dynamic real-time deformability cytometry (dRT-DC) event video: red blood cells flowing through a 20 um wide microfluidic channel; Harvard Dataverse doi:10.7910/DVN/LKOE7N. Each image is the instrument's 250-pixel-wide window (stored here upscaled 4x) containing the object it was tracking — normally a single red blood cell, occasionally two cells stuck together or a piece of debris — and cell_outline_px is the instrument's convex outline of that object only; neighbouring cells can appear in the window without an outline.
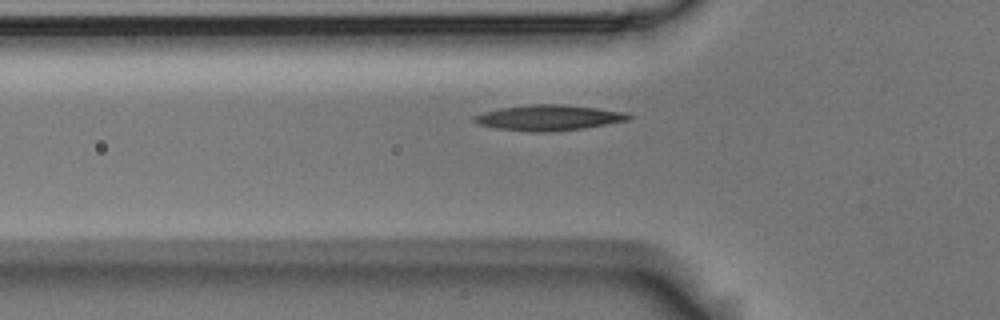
{"species": "Egyptian fruit bat (a non-hibernating species)", "species_latin": "Rousettus aegyptiacus", "temperature_condition": "room temperature", "stored_images_in_passage": 38, "camera_frame_rate_fps": 3000, "um_per_image_px": 0.085, "animal": {"sex": "male"}, "frame": {"image": 1, "passage_image": 5, "time_ms": 1.333, "image_size_px": [1000, 320], "cell_outline_px": [[632, 116], [628, 120], [584, 128], [552, 132], [532, 132], [496, 128], [480, 124], [472, 120], [472, 116], [484, 112], [500, 108], [528, 104], [564, 104], [628, 112]], "centroid_in_image_um": [46.64, 10.0], "position_along_channel_um": 79.2, "area_um2": 23.06}}
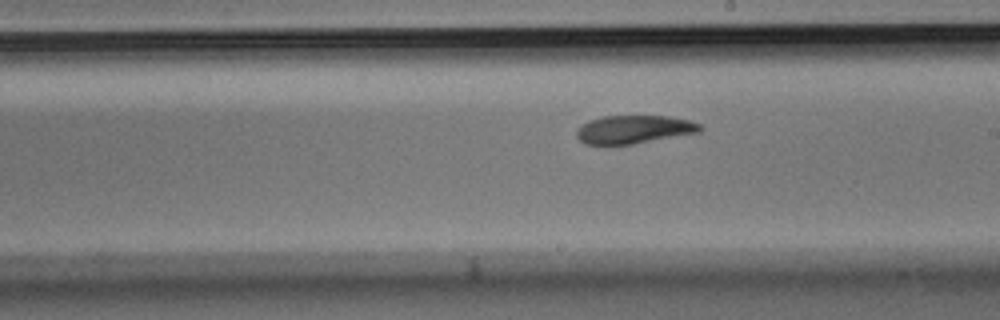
{"frame": {"image": 2, "passage_image": 18, "time_ms": 5.667, "image_size_px": [1000, 320], "cell_outline_px": [[704, 128], [700, 132], [632, 144], [584, 144], [576, 136], [576, 128], [588, 120], [604, 116], [668, 116], [688, 120], [700, 124]], "centroid_in_image_um": [53.87, 10.99], "position_along_channel_um": 235.1, "area_um2": 20.29}}
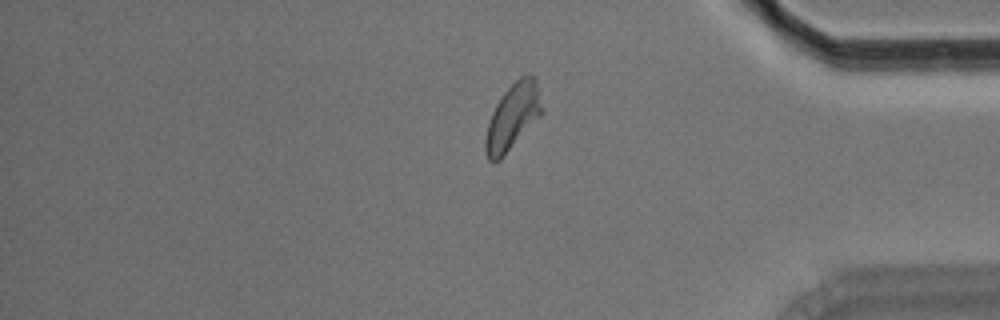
{"frame": {"image": 3, "passage_image": 33, "time_ms": 10.667, "image_size_px": [1000, 320], "cell_outline_px": [[540, 116], [500, 160], [492, 164], [488, 160], [484, 152], [484, 140], [488, 124], [492, 112], [496, 104], [504, 92], [520, 76], [536, 76], [540, 108]], "centroid_in_image_um": [43.51, 9.98], "position_along_channel_um": 391.7, "area_um2": 21.27}}